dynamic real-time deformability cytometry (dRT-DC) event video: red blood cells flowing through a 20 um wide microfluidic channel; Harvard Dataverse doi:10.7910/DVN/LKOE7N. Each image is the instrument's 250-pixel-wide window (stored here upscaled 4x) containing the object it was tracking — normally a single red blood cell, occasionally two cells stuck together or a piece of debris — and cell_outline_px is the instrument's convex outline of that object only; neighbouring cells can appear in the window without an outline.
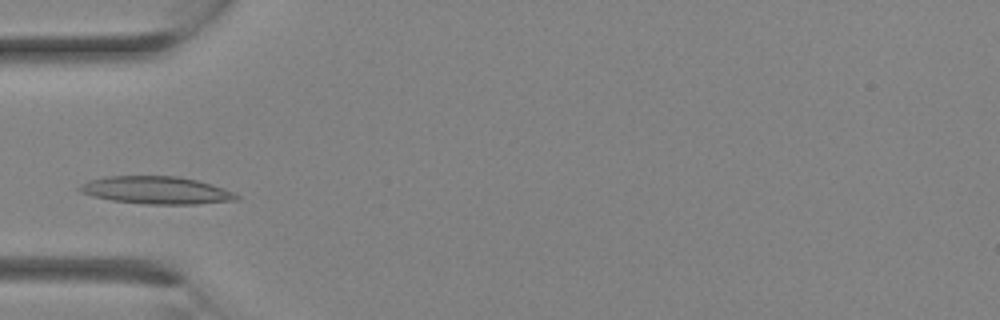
{"species": "Egyptian fruit bat (a non-hibernating species)", "species_latin": "Rousettus aegyptiacus", "temperature_condition": "room temperature", "stored_images_in_passage": 13, "camera_frame_rate_fps": 3000, "um_per_image_px": 0.085, "animal": {"sex": "female"}, "frame": {"image": 1, "passage_image": 5, "time_ms": 1.333, "image_size_px": [1000, 320], "cell_outline_px": [[240, 200], [196, 204], [144, 204], [112, 200], [92, 196], [80, 192], [76, 188], [88, 180], [104, 176], [180, 176], [196, 180], [232, 192], [240, 196]], "centroid_in_image_um": [13.24, 16.17], "position_along_channel_um": 71.8, "area_um2": 25.14}}
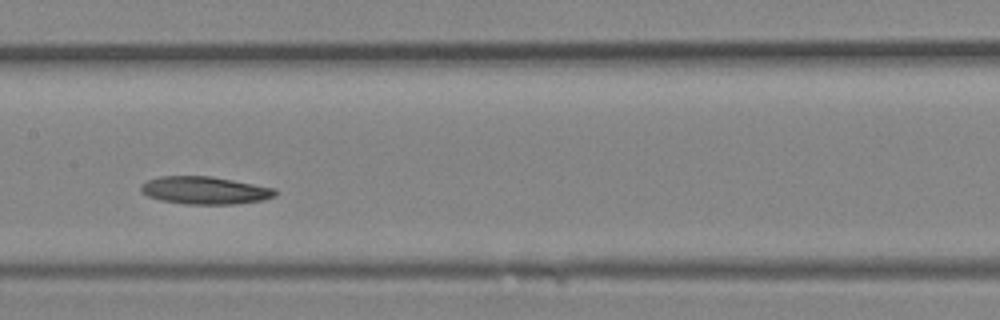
{"frame": {"image": 2, "passage_image": 10, "time_ms": 3.0, "image_size_px": [1000, 320], "cell_outline_px": [[276, 196], [264, 200], [236, 204], [184, 204], [160, 200], [148, 196], [140, 192], [140, 184], [148, 180], [160, 176], [212, 176], [276, 188]], "centroid_in_image_um": [17.41, 16.18], "position_along_channel_um": 190.0, "area_um2": 21.85}}
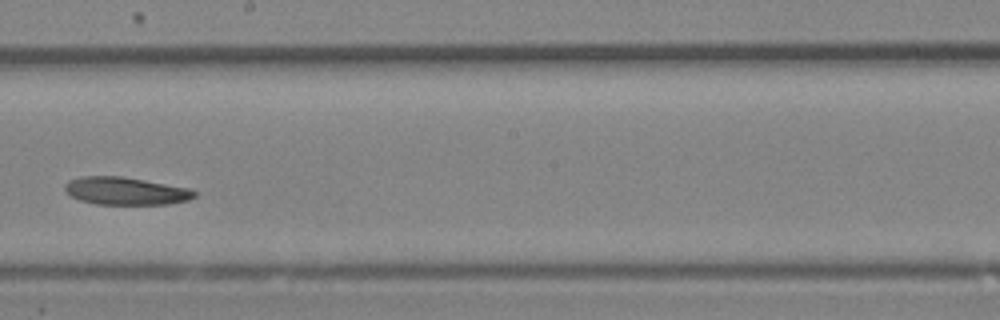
{"frame": {"image": 3, "passage_image": 12, "time_ms": 3.667, "image_size_px": [1000, 320], "cell_outline_px": [[200, 192], [196, 196], [188, 200], [168, 204], [96, 204], [80, 200], [64, 192], [64, 184], [68, 180], [80, 176], [124, 176], [188, 188]], "centroid_in_image_um": [10.67, 16.22], "position_along_channel_um": 237.5, "area_um2": 21.1}}